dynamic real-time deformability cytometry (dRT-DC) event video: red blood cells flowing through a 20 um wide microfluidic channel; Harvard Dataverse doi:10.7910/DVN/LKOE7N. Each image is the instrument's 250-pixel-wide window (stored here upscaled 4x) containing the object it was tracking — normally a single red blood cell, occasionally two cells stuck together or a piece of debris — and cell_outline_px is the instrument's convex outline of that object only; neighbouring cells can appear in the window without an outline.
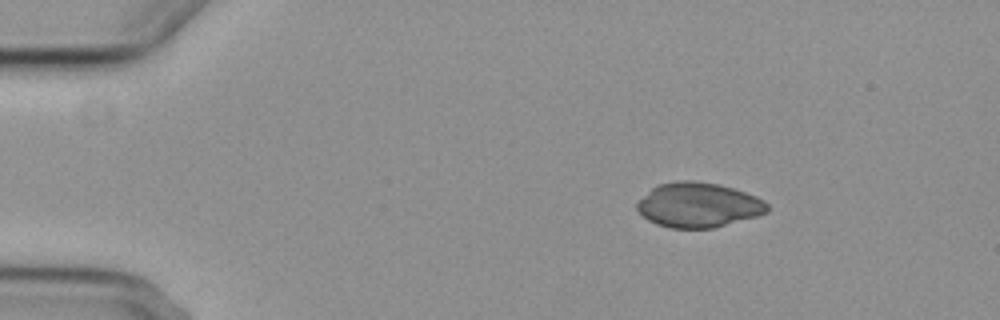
{"species": "common noctule bat (a hibernating species)", "species_latin": "Nyctalus noctula", "temperature_condition": "cold", "stored_images_in_passage": 4, "camera_frame_rate_fps": 3000, "um_per_image_px": 0.085, "animal": {"sex": "female", "body_mass_g": 29.2, "forearm_length_mm": 56.3}, "frame": {"image": 1, "passage_image": 2, "time_ms": 1.0, "image_size_px": [1000, 320], "cell_outline_px": [[768, 212], [756, 216], [712, 228], [672, 228], [656, 224], [648, 220], [636, 208], [636, 204], [652, 188], [660, 184], [676, 180], [692, 180], [716, 184], [732, 188], [756, 196], [764, 200], [768, 204]], "centroid_in_image_um": [59.36, 17.42], "position_along_channel_um": 25.6, "area_um2": 33.64}}